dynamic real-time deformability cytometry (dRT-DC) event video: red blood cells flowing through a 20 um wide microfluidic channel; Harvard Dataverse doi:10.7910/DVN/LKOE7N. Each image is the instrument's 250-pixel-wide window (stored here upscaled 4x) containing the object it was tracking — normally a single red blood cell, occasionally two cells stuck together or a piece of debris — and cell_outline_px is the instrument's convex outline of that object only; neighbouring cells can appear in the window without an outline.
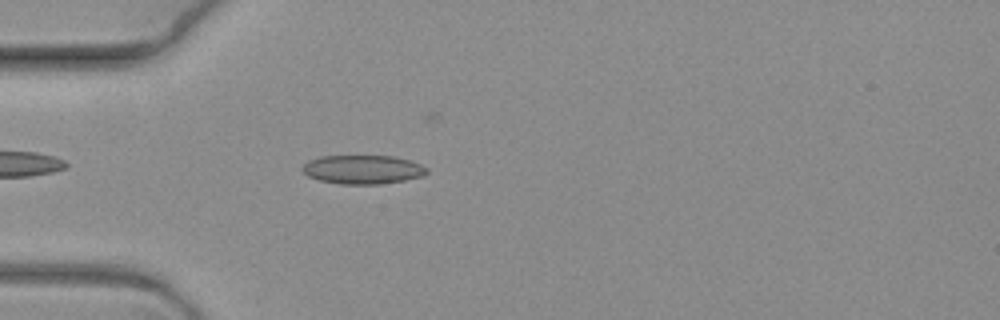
{"species": "common noctule bat (a hibernating species)", "species_latin": "Nyctalus noctula", "temperature_condition": "warm", "stored_images_in_passage": 8, "camera_frame_rate_fps": 3000, "um_per_image_px": 0.085, "animal": {"sex": "female", "body_mass_g": 19.3, "forearm_length_mm": 54.1}, "frame": {"image": 1, "passage_image": 8, "time_ms": 2.333, "image_size_px": [1000, 320], "cell_outline_px": [[428, 172], [424, 176], [404, 180], [380, 184], [340, 184], [320, 180], [308, 176], [300, 168], [308, 160], [320, 156], [392, 156], [408, 160], [420, 164], [428, 168]], "centroid_in_image_um": [30.83, 14.41], "position_along_channel_um": 54.2, "area_um2": 20.92}}